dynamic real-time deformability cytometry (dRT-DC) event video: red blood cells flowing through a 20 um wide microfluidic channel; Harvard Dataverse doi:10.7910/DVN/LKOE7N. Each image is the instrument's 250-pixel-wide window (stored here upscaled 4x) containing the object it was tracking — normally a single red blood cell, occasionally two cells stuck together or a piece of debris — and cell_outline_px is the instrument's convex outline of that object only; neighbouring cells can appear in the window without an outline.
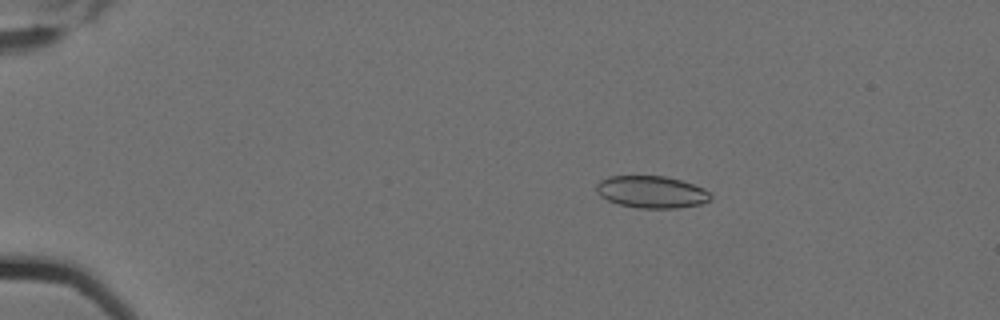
{"species": "Egyptian fruit bat (a non-hibernating species)", "species_latin": "Rousettus aegyptiacus", "temperature_condition": "cold", "stored_images_in_passage": 3, "camera_frame_rate_fps": 3000, "um_per_image_px": 0.085, "animal": {"sex": "female"}, "frame": {"image": 1, "passage_image": 1, "time_ms": 0.0, "image_size_px": [1000, 320], "cell_outline_px": [[712, 196], [708, 200], [700, 204], [676, 208], [636, 208], [620, 204], [608, 200], [600, 196], [596, 192], [596, 184], [600, 180], [608, 176], [664, 176], [680, 180], [704, 188]], "centroid_in_image_um": [55.34, 16.31], "position_along_channel_um": 29.7, "area_um2": 21.27}}